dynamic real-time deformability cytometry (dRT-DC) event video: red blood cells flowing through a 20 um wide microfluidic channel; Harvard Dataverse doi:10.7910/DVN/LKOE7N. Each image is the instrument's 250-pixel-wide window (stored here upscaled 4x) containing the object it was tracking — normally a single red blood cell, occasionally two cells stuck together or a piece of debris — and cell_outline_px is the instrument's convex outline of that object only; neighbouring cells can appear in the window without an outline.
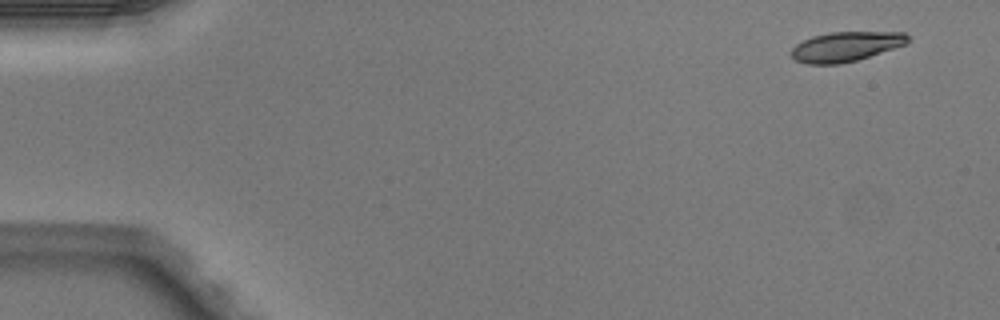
{"species": "Egyptian fruit bat (a non-hibernating species)", "species_latin": "Rousettus aegyptiacus", "temperature_condition": "warm", "stored_images_in_passage": 3, "camera_frame_rate_fps": 3000, "um_per_image_px": 0.085, "animal": {"sex": "male"}, "frame": {"image": 1, "passage_image": 1, "time_ms": 0.0, "image_size_px": [1000, 320], "cell_outline_px": [[908, 44], [856, 60], [840, 64], [808, 64], [796, 60], [792, 56], [792, 48], [796, 44], [812, 36], [828, 32], [904, 32], [908, 36]], "centroid_in_image_um": [71.91, 3.95], "position_along_channel_um": 13.1, "area_um2": 20.11}}